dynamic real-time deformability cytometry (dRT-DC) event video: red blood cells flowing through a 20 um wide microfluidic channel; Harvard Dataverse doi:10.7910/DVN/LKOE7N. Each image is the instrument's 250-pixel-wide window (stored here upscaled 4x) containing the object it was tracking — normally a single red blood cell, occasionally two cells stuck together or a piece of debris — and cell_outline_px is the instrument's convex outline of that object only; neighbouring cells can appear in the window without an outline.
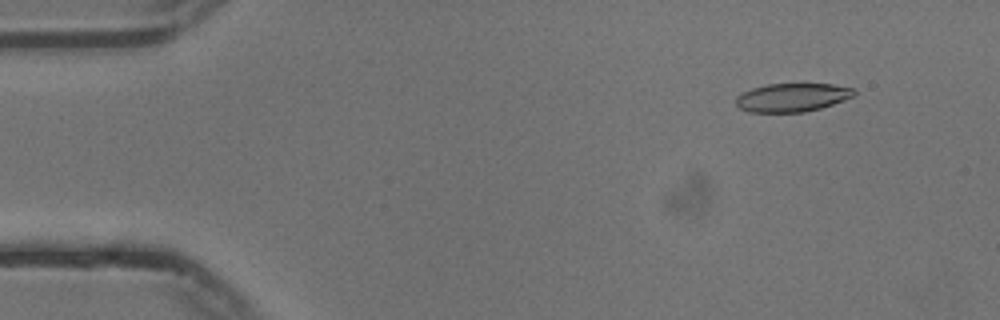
{"species": "common noctule bat (a hibernating species)", "species_latin": "Nyctalus noctula", "temperature_condition": "cold", "stored_images_in_passage": 54, "camera_frame_rate_fps": 3000, "um_per_image_px": 0.085, "animal": {"sex": "male", "body_mass_g": 13.3}, "frame": {"image": 1, "passage_image": 5, "time_ms": 1.333, "image_size_px": [1000, 320], "cell_outline_px": [[856, 92], [852, 96], [844, 100], [820, 108], [804, 112], [748, 112], [740, 108], [736, 104], [736, 96], [752, 88], [768, 84], [832, 84], [852, 88]], "centroid_in_image_um": [67.31, 8.28], "position_along_channel_um": 17.7, "area_um2": 19.42}}
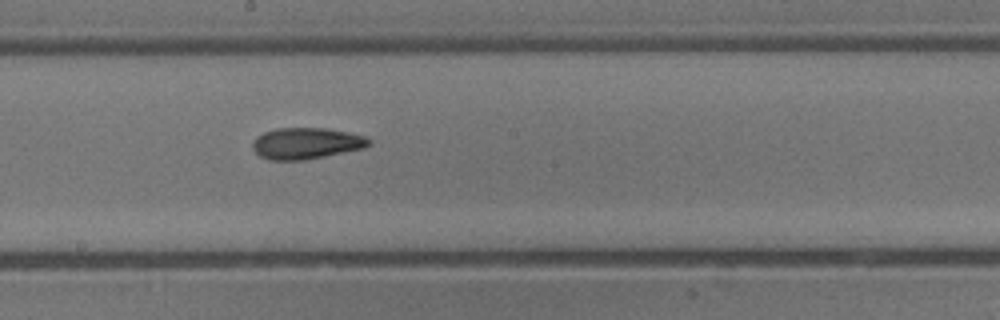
{"frame": {"image": 2, "passage_image": 29, "time_ms": 9.333, "image_size_px": [1000, 320], "cell_outline_px": [[372, 144], [364, 148], [304, 160], [268, 160], [260, 156], [252, 148], [252, 144], [256, 136], [264, 132], [276, 128], [328, 128], [348, 132], [364, 136], [372, 140]], "centroid_in_image_um": [26.03, 12.18], "position_along_channel_um": 222.2, "area_um2": 21.33}}
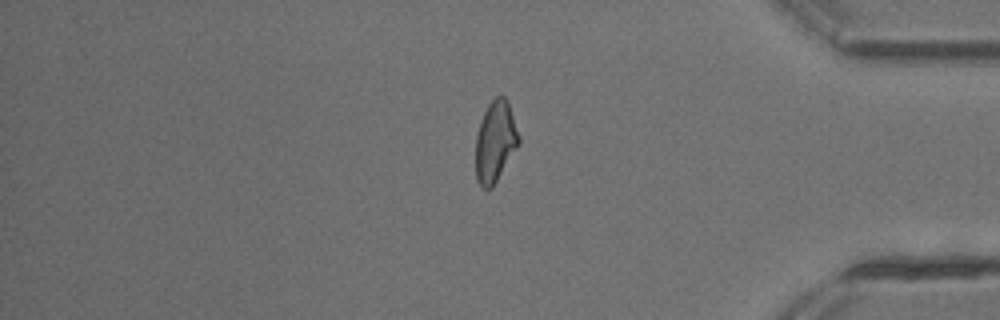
{"frame": {"image": 3, "passage_image": 45, "time_ms": 14.667, "image_size_px": [1000, 320], "cell_outline_px": [[520, 144], [492, 188], [484, 188], [476, 180], [476, 136], [480, 120], [488, 104], [496, 96], [504, 96], [508, 100], [520, 136]], "centroid_in_image_um": [42.11, 12.02], "position_along_channel_um": 393.1, "area_um2": 20.52}, "authors_computed_cell_mechanics": {"area_um2": 20.5768, "velocity_mm_per_s": 3.7475, "shape_relaxation_time_tau1_ms": null, "shape_relaxation_time_tau2_ms": 3.8987, "deformation_change_tau1": null, "deformation_change_tau2": 0.1183}}